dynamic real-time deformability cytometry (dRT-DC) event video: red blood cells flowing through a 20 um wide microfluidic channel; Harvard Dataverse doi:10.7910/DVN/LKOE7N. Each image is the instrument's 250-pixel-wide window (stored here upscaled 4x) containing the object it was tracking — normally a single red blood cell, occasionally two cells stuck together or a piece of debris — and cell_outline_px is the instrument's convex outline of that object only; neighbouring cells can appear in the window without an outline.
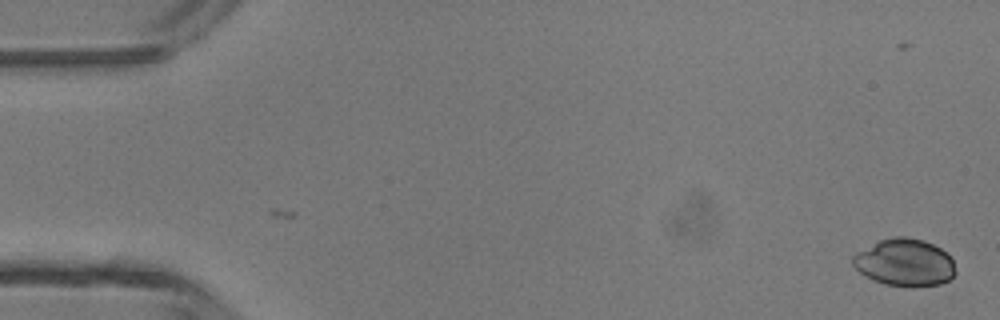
{"species": "common noctule bat (a hibernating species)", "species_latin": "Nyctalus noctula", "temperature_condition": "room temperature", "stored_images_in_passage": 26, "camera_frame_rate_fps": 3000, "um_per_image_px": 0.085, "animal": {"sex": "male", "body_mass_g": 13.3}, "frame": {"image": 1, "passage_image": 1, "time_ms": 0.0, "image_size_px": [1000, 320], "cell_outline_px": [[956, 272], [948, 280], [940, 284], [916, 288], [908, 288], [884, 284], [872, 280], [864, 276], [852, 264], [852, 256], [856, 252], [880, 240], [892, 236], [904, 236], [920, 240], [932, 244], [940, 248], [952, 256]], "centroid_in_image_um": [76.89, 22.34], "position_along_channel_um": 8.1, "area_um2": 28.73}}
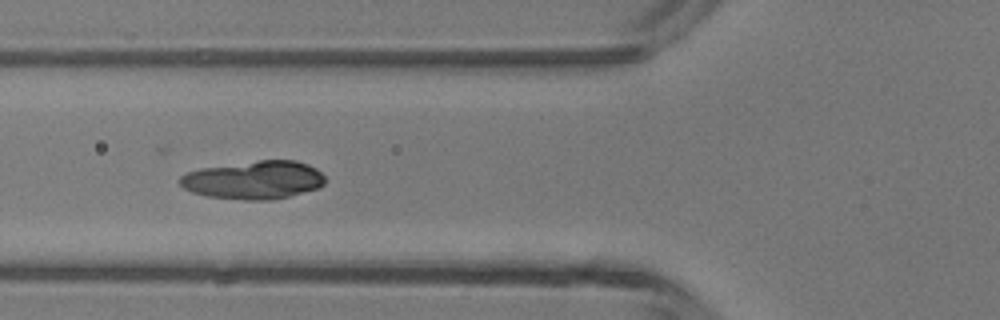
{"frame": {"image": 2, "passage_image": 19, "time_ms": 6.0, "image_size_px": [1000, 320], "cell_outline_px": [[324, 184], [320, 188], [272, 200], [244, 200], [208, 196], [192, 192], [184, 188], [180, 184], [180, 176], [188, 172], [200, 168], [260, 160], [296, 160], [308, 164], [316, 168], [324, 176]], "centroid_in_image_um": [21.59, 15.3], "position_along_channel_um": 104.2, "area_um2": 32.31}}
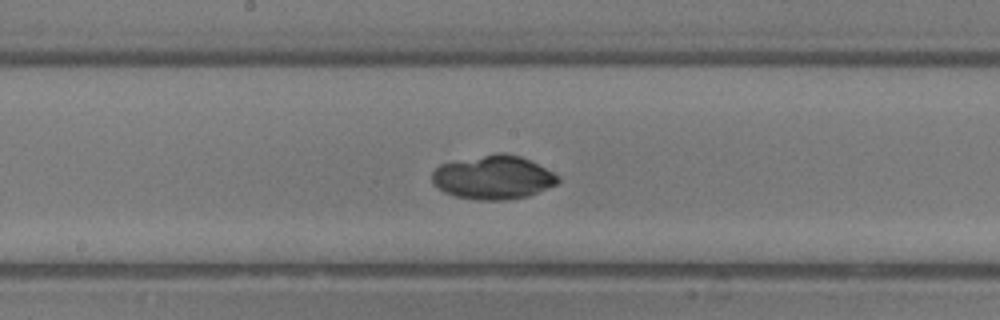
{"frame": {"image": 3, "passage_image": 26, "time_ms": 8.333, "image_size_px": [1000, 320], "cell_outline_px": [[560, 184], [528, 196], [504, 200], [476, 200], [452, 196], [444, 192], [432, 184], [432, 172], [440, 164], [496, 152], [504, 152], [520, 156], [560, 176]], "centroid_in_image_um": [41.92, 15.09], "position_along_channel_um": 206.3, "area_um2": 32.37}}